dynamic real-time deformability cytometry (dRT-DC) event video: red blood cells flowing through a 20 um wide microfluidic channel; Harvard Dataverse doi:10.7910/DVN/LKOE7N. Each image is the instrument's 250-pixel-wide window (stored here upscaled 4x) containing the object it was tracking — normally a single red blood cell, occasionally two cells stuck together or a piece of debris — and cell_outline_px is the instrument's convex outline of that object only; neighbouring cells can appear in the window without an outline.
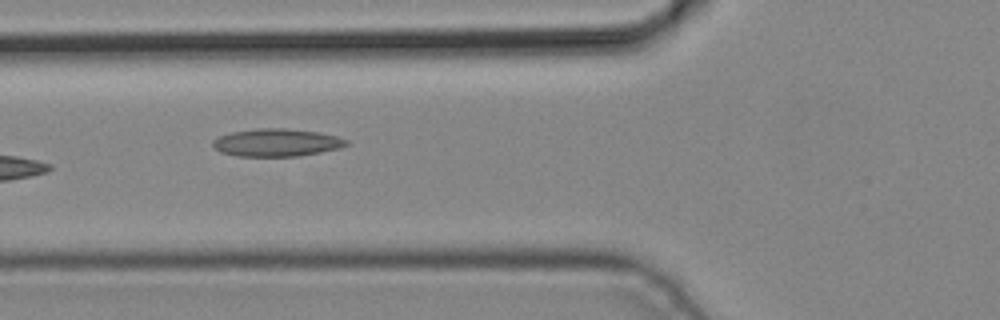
{"species": "common noctule bat (a hibernating species)", "species_latin": "Nyctalus noctula", "temperature_condition": "cold", "stored_images_in_passage": 6, "camera_frame_rate_fps": 3000, "um_per_image_px": 0.085, "animal": {"sex": "male", "body_mass_g": 19.2, "forearm_length_mm": 51.8}, "frame": {"image": 1, "passage_image": 6, "time_ms": 1.667, "image_size_px": [1000, 320], "cell_outline_px": [[348, 144], [340, 148], [320, 152], [296, 156], [236, 156], [220, 152], [212, 144], [212, 140], [220, 136], [232, 132], [256, 128], [284, 128], [320, 132], [336, 136], [348, 140]], "centroid_in_image_um": [23.51, 12.11], "position_along_channel_um": 102.3, "area_um2": 21.5}}